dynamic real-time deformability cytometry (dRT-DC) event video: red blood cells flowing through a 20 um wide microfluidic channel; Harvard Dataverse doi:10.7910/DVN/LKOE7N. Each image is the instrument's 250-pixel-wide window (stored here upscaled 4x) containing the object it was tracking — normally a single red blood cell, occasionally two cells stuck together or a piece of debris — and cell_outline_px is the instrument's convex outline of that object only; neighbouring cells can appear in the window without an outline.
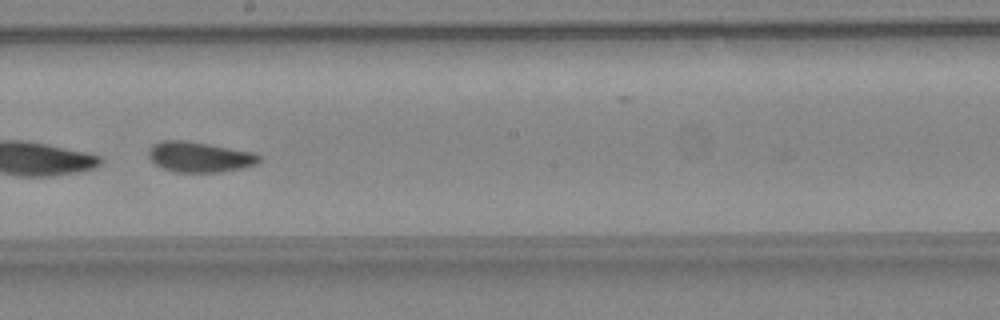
{"species": "common noctule bat (a hibernating species)", "species_latin": "Nyctalus noctula", "temperature_condition": "warm", "stored_images_in_passage": 31, "camera_frame_rate_fps": 3000, "um_per_image_px": 0.085, "animal": {"sex": "female", "body_mass_g": 24.6, "forearm_length_mm": 56.2}, "frame": {"image": 1, "passage_image": 15, "time_ms": 4.667, "image_size_px": [1000, 320], "cell_outline_px": [[260, 160], [256, 164], [240, 168], [220, 172], [176, 172], [164, 168], [156, 164], [148, 156], [148, 148], [152, 144], [164, 140], [184, 140], [208, 144], [252, 152], [260, 156]], "centroid_in_image_um": [16.92, 13.33], "position_along_channel_um": 231.3, "area_um2": 19.36}}
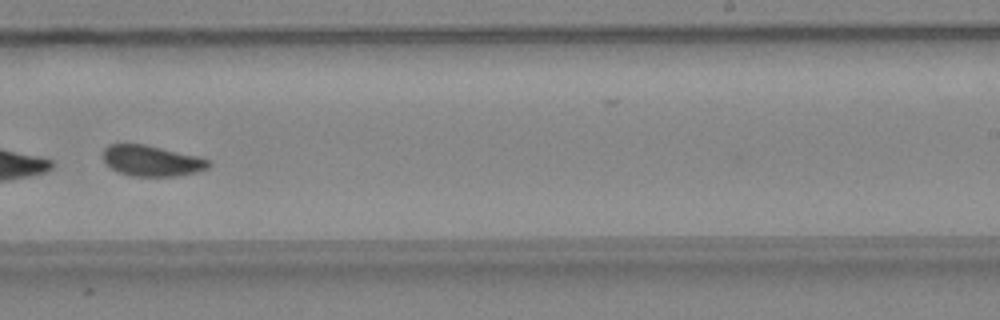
{"frame": {"image": 2, "passage_image": 18, "time_ms": 5.667, "image_size_px": [1000, 320], "cell_outline_px": [[212, 164], [208, 168], [196, 172], [176, 176], [132, 176], [116, 172], [104, 160], [104, 148], [108, 144], [144, 144], [196, 156], [212, 160]], "centroid_in_image_um": [12.91, 13.67], "position_along_channel_um": 276.1, "area_um2": 18.84}, "authors_computed_cell_mechanics": {"area_um2": 19.363, "velocity_mm_per_s": 4.5121, "shape_relaxation_time_tau1_ms": 9.7438, "shape_relaxation_time_tau2_ms": 2.1472, "deformation_change_tau1": 0.1629, "deformation_change_tau2": 0.0655}}